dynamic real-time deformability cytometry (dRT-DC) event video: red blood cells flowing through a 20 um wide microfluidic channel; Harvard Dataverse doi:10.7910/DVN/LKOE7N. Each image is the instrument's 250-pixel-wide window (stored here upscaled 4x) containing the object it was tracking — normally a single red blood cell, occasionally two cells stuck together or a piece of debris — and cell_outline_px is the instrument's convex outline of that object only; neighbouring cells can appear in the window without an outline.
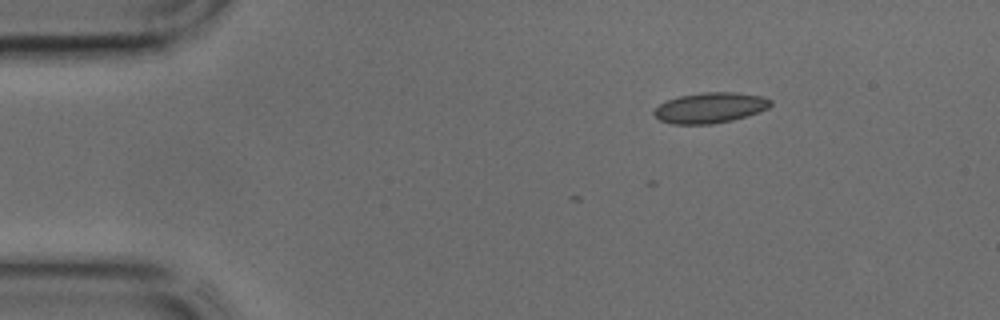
{"species": "common noctule bat (a hibernating species)", "species_latin": "Nyctalus noctula", "temperature_condition": "cold", "stored_images_in_passage": 3, "camera_frame_rate_fps": 3000, "um_per_image_px": 0.085, "animal": {"sex": "male", "body_mass_g": 17.9, "forearm_length_mm": 54.2}, "frame": {"image": 1, "passage_image": 1, "time_ms": 0.0, "image_size_px": [1000, 320], "cell_outline_px": [[772, 104], [768, 108], [732, 120], [712, 124], [672, 124], [660, 120], [652, 112], [660, 104], [668, 100], [680, 96], [700, 92], [736, 92], [760, 96], [772, 100]], "centroid_in_image_um": [60.34, 9.15], "position_along_channel_um": 24.7, "area_um2": 20.52}}